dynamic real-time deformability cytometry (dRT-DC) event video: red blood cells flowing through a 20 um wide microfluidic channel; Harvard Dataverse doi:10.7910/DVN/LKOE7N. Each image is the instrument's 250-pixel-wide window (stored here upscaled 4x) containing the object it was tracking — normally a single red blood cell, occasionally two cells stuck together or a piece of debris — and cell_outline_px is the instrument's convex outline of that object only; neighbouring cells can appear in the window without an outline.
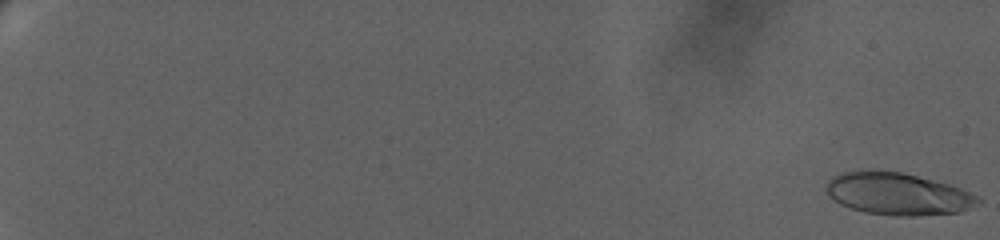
{"species": "human", "species_latin": "Homo sapiens", "temperature_condition": "warm", "stored_images_in_passage": 117, "camera_frame_rate_fps": 3000, "um_per_image_px": 0.085, "donor": {"sex": "female"}, "frame": {"image": 1, "passage_image": 1, "time_ms": 0.0, "image_size_px": [1000, 240], "cell_outline_px": [[980, 204], [960, 212], [920, 216], [896, 216], [864, 212], [840, 204], [828, 196], [824, 192], [824, 188], [828, 180], [832, 176], [844, 172], [864, 168], [872, 168], [900, 172], [952, 184], [980, 196]], "centroid_in_image_um": [76.29, 16.46], "position_along_channel_um": 8.7, "area_um2": 38.32}}
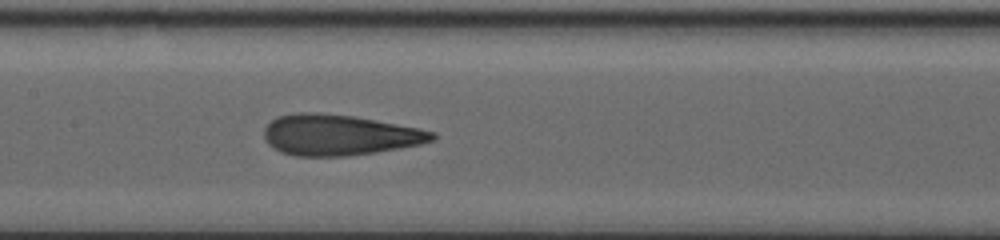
{"frame": {"image": 2, "passage_image": 60, "time_ms": 13.333, "image_size_px": [1000, 240], "cell_outline_px": [[436, 140], [420, 144], [376, 152], [348, 156], [296, 156], [280, 152], [268, 144], [264, 140], [264, 128], [276, 116], [296, 112], [320, 112], [352, 116], [420, 128], [436, 132]], "centroid_in_image_um": [28.81, 11.47], "position_along_channel_um": 178.6, "area_um2": 40.17}}
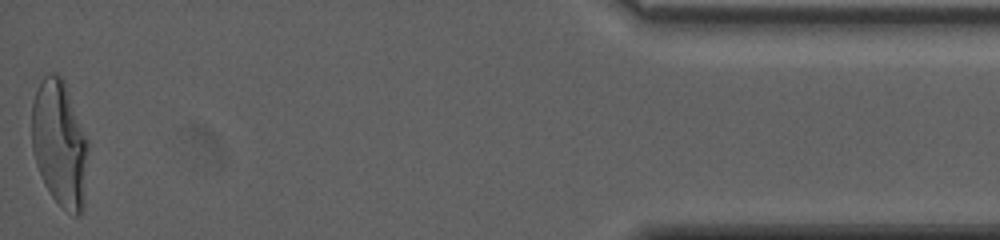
{"frame": {"image": 3, "passage_image": 117, "time_ms": 23.333, "image_size_px": [1000, 240], "cell_outline_px": [[88, 148], [84, 212], [80, 216], [72, 216], [52, 196], [44, 184], [36, 164], [32, 148], [32, 100], [36, 88], [44, 76], [52, 72], [56, 72], [64, 80], [88, 140]], "centroid_in_image_um": [5.08, 12.22], "position_along_channel_um": 430.1, "area_um2": 41.91}, "authors_computed_cell_mechanics": {"area_um2": 38.6682, "velocity_mm_per_s": 3.1639, "shape_relaxation_time_tau1_ms": null, "shape_relaxation_time_tau2_ms": 1.1087, "deformation_change_tau1": null, "deformation_change_tau2": 0.1015}}